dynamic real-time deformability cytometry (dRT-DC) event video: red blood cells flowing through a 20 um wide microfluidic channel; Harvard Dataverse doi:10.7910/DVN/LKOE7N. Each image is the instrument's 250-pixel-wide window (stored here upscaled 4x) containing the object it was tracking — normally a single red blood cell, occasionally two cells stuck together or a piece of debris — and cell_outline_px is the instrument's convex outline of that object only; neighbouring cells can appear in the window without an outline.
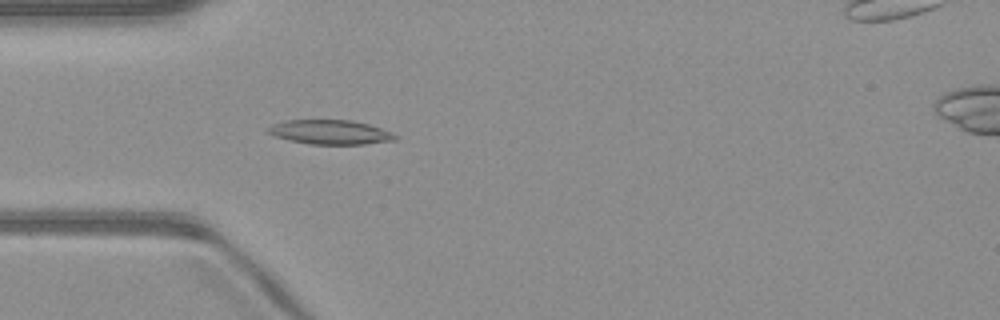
{"species": "common noctule bat (a hibernating species)", "species_latin": "Nyctalus noctula", "temperature_condition": "warm", "stored_images_in_passage": 52, "camera_frame_rate_fps": 3000, "um_per_image_px": 0.085, "animal": {"sex": "male", "body_mass_g": 23.1, "forearm_length_mm": 52.7}, "frame": {"image": 1, "passage_image": 15, "time_ms": 4.667, "image_size_px": [1000, 320], "cell_outline_px": [[400, 136], [396, 140], [364, 144], [312, 144], [292, 140], [276, 136], [268, 132], [268, 128], [272, 124], [284, 120], [352, 120], [368, 124], [392, 132]], "centroid_in_image_um": [28.13, 11.22], "position_along_channel_um": 56.9, "area_um2": 17.92}}
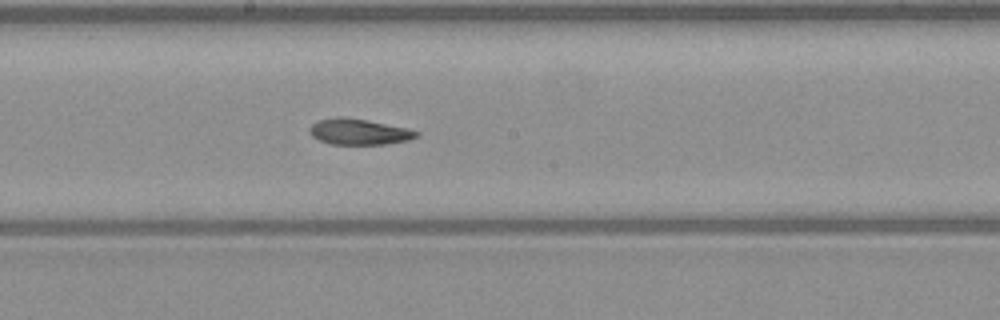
{"frame": {"image": 2, "passage_image": 27, "time_ms": 8.667, "image_size_px": [1000, 320], "cell_outline_px": [[420, 132], [416, 136], [408, 140], [384, 144], [332, 144], [320, 140], [312, 136], [308, 132], [308, 128], [316, 120], [336, 116], [344, 116], [368, 120], [404, 128]], "centroid_in_image_um": [30.42, 11.18], "position_along_channel_um": 217.8, "area_um2": 16.07}}
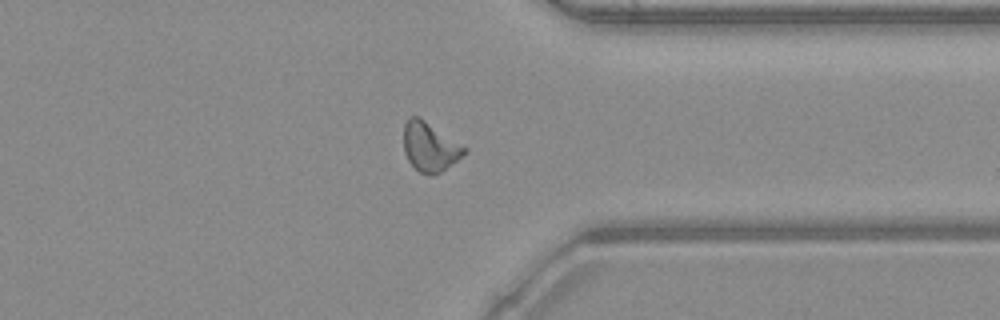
{"frame": {"image": 3, "passage_image": 39, "time_ms": 12.667, "image_size_px": [1000, 320], "cell_outline_px": [[468, 152], [452, 164], [440, 172], [432, 176], [420, 172], [408, 160], [404, 152], [404, 124], [408, 116], [420, 116], [468, 148]], "centroid_in_image_um": [36.55, 12.45], "position_along_channel_um": 374.8, "area_um2": 17.57}, "authors_computed_cell_mechanics": {"area_um2": 16.9932, "velocity_mm_per_s": 4.0775, "shape_relaxation_time_tau1_ms": 10.0653, "shape_relaxation_time_tau2_ms": 2.3832, "deformation_change_tau1": 0.2044, "deformation_change_tau2": 0.0818}}